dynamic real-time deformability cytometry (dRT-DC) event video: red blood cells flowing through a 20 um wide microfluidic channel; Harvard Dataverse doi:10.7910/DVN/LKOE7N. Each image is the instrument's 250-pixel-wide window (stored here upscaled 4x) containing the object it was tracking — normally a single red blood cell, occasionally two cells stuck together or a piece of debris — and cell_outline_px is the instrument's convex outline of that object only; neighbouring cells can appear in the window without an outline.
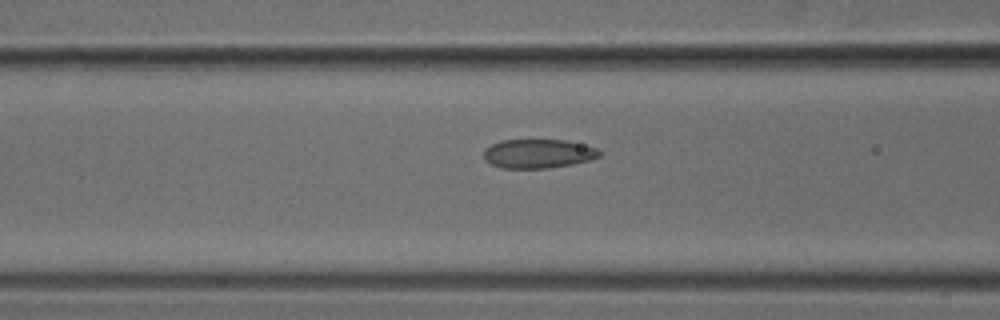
{"species": "common noctule bat (a hibernating species)", "species_latin": "Nyctalus noctula", "temperature_condition": "cold", "stored_images_in_passage": 5, "camera_frame_rate_fps": 3000, "um_per_image_px": 0.085, "animal": {"sex": "male", "body_mass_g": 18.8}, "frame": {"image": 1, "passage_image": 5, "time_ms": 1.333, "image_size_px": [1000, 320], "cell_outline_px": [[604, 152], [600, 156], [592, 160], [572, 164], [548, 168], [500, 168], [484, 160], [484, 148], [500, 140], [568, 140], [596, 148]], "centroid_in_image_um": [45.76, 13.06], "position_along_channel_um": 120.8, "area_um2": 19.77}}